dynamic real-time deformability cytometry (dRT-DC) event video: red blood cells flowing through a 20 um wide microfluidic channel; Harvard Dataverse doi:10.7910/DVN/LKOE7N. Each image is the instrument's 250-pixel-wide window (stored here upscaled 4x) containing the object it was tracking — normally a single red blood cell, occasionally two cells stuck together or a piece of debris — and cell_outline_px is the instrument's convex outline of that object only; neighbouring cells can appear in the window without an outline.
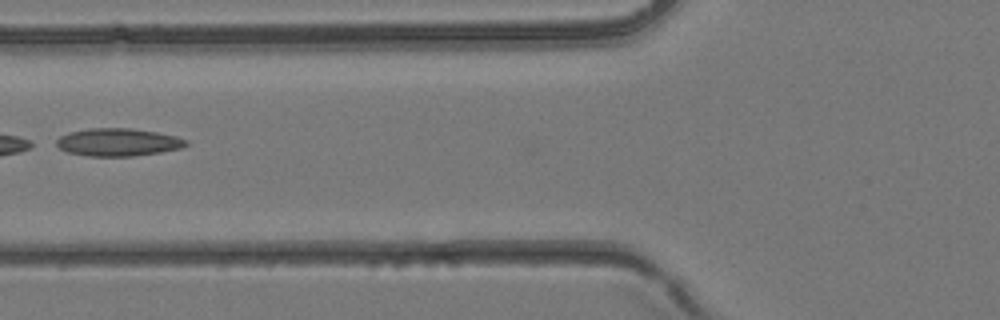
{"species": "common noctule bat (a hibernating species)", "species_latin": "Nyctalus noctula", "temperature_condition": "room temperature", "stored_images_in_passage": 6, "camera_frame_rate_fps": 3000, "um_per_image_px": 0.085, "animal": {"sex": "female", "body_mass_g": 24.6, "forearm_length_mm": 56.2}, "frame": {"image": 1, "passage_image": 6, "time_ms": 1.667, "image_size_px": [1000, 320], "cell_outline_px": [[188, 144], [180, 148], [160, 152], [132, 156], [88, 156], [68, 152], [60, 148], [56, 144], [56, 140], [60, 136], [68, 132], [88, 128], [132, 128], [156, 132], [176, 136], [188, 140]], "centroid_in_image_um": [10.02, 12.08], "position_along_channel_um": 115.8, "area_um2": 20.92}}